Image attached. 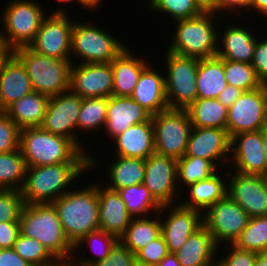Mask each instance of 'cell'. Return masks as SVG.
Returning a JSON list of instances; mask_svg holds the SVG:
<instances>
[{
	"label": "cell",
	"instance_id": "cell-1",
	"mask_svg": "<svg viewBox=\"0 0 267 266\" xmlns=\"http://www.w3.org/2000/svg\"><path fill=\"white\" fill-rule=\"evenodd\" d=\"M87 171L89 162L26 167L24 184L20 190L24 204H52Z\"/></svg>",
	"mask_w": 267,
	"mask_h": 266
},
{
	"label": "cell",
	"instance_id": "cell-2",
	"mask_svg": "<svg viewBox=\"0 0 267 266\" xmlns=\"http://www.w3.org/2000/svg\"><path fill=\"white\" fill-rule=\"evenodd\" d=\"M19 224L22 235L38 240L63 266L70 263L74 245L66 237L53 204H24Z\"/></svg>",
	"mask_w": 267,
	"mask_h": 266
},
{
	"label": "cell",
	"instance_id": "cell-3",
	"mask_svg": "<svg viewBox=\"0 0 267 266\" xmlns=\"http://www.w3.org/2000/svg\"><path fill=\"white\" fill-rule=\"evenodd\" d=\"M84 187L77 190L73 187L52 203L64 233L73 245L88 233L99 230L97 183Z\"/></svg>",
	"mask_w": 267,
	"mask_h": 266
},
{
	"label": "cell",
	"instance_id": "cell-4",
	"mask_svg": "<svg viewBox=\"0 0 267 266\" xmlns=\"http://www.w3.org/2000/svg\"><path fill=\"white\" fill-rule=\"evenodd\" d=\"M19 148L26 167L89 162L88 153L72 140L46 132L40 127L21 129Z\"/></svg>",
	"mask_w": 267,
	"mask_h": 266
},
{
	"label": "cell",
	"instance_id": "cell-5",
	"mask_svg": "<svg viewBox=\"0 0 267 266\" xmlns=\"http://www.w3.org/2000/svg\"><path fill=\"white\" fill-rule=\"evenodd\" d=\"M216 16L212 12H203L193 18L175 21V31L166 50L199 60L217 56L219 28L216 22L219 21Z\"/></svg>",
	"mask_w": 267,
	"mask_h": 266
},
{
	"label": "cell",
	"instance_id": "cell-6",
	"mask_svg": "<svg viewBox=\"0 0 267 266\" xmlns=\"http://www.w3.org/2000/svg\"><path fill=\"white\" fill-rule=\"evenodd\" d=\"M13 53L24 64L33 91L52 97L70 90L71 60L44 56L28 46L16 48Z\"/></svg>",
	"mask_w": 267,
	"mask_h": 266
},
{
	"label": "cell",
	"instance_id": "cell-7",
	"mask_svg": "<svg viewBox=\"0 0 267 266\" xmlns=\"http://www.w3.org/2000/svg\"><path fill=\"white\" fill-rule=\"evenodd\" d=\"M88 23L76 19L73 23L71 62L79 59L80 63H111L128 45L97 24Z\"/></svg>",
	"mask_w": 267,
	"mask_h": 266
},
{
	"label": "cell",
	"instance_id": "cell-8",
	"mask_svg": "<svg viewBox=\"0 0 267 266\" xmlns=\"http://www.w3.org/2000/svg\"><path fill=\"white\" fill-rule=\"evenodd\" d=\"M37 0H11L1 13L0 36L12 49L29 46L48 15Z\"/></svg>",
	"mask_w": 267,
	"mask_h": 266
},
{
	"label": "cell",
	"instance_id": "cell-9",
	"mask_svg": "<svg viewBox=\"0 0 267 266\" xmlns=\"http://www.w3.org/2000/svg\"><path fill=\"white\" fill-rule=\"evenodd\" d=\"M82 104V98L71 90L62 92L49 98L46 113L40 126L46 132L66 137L72 140L82 151L88 153L89 171L97 168L99 160L94 155H89L88 149L77 132V119ZM77 134V135H76ZM82 141V142H81ZM84 146V147H83Z\"/></svg>",
	"mask_w": 267,
	"mask_h": 266
},
{
	"label": "cell",
	"instance_id": "cell-10",
	"mask_svg": "<svg viewBox=\"0 0 267 266\" xmlns=\"http://www.w3.org/2000/svg\"><path fill=\"white\" fill-rule=\"evenodd\" d=\"M165 90L170 109H187L197 99L199 59L166 51Z\"/></svg>",
	"mask_w": 267,
	"mask_h": 266
},
{
	"label": "cell",
	"instance_id": "cell-11",
	"mask_svg": "<svg viewBox=\"0 0 267 266\" xmlns=\"http://www.w3.org/2000/svg\"><path fill=\"white\" fill-rule=\"evenodd\" d=\"M155 153L175 159L185 155L192 124L186 109H166L151 115Z\"/></svg>",
	"mask_w": 267,
	"mask_h": 266
},
{
	"label": "cell",
	"instance_id": "cell-12",
	"mask_svg": "<svg viewBox=\"0 0 267 266\" xmlns=\"http://www.w3.org/2000/svg\"><path fill=\"white\" fill-rule=\"evenodd\" d=\"M64 7H58L42 21L29 48L52 58L71 60V34L74 20Z\"/></svg>",
	"mask_w": 267,
	"mask_h": 266
},
{
	"label": "cell",
	"instance_id": "cell-13",
	"mask_svg": "<svg viewBox=\"0 0 267 266\" xmlns=\"http://www.w3.org/2000/svg\"><path fill=\"white\" fill-rule=\"evenodd\" d=\"M249 220V215L228 195L202 213L203 225L212 235L215 244L221 248L226 243L234 244Z\"/></svg>",
	"mask_w": 267,
	"mask_h": 266
},
{
	"label": "cell",
	"instance_id": "cell-14",
	"mask_svg": "<svg viewBox=\"0 0 267 266\" xmlns=\"http://www.w3.org/2000/svg\"><path fill=\"white\" fill-rule=\"evenodd\" d=\"M267 126V85L244 91L228 109L227 133L230 139L239 133L262 130Z\"/></svg>",
	"mask_w": 267,
	"mask_h": 266
},
{
	"label": "cell",
	"instance_id": "cell-15",
	"mask_svg": "<svg viewBox=\"0 0 267 266\" xmlns=\"http://www.w3.org/2000/svg\"><path fill=\"white\" fill-rule=\"evenodd\" d=\"M176 171L175 158L154 153L145 160L143 185L161 205L179 203Z\"/></svg>",
	"mask_w": 267,
	"mask_h": 266
},
{
	"label": "cell",
	"instance_id": "cell-16",
	"mask_svg": "<svg viewBox=\"0 0 267 266\" xmlns=\"http://www.w3.org/2000/svg\"><path fill=\"white\" fill-rule=\"evenodd\" d=\"M240 174L267 177V158L263 149V129L234 135L230 143V161Z\"/></svg>",
	"mask_w": 267,
	"mask_h": 266
},
{
	"label": "cell",
	"instance_id": "cell-17",
	"mask_svg": "<svg viewBox=\"0 0 267 266\" xmlns=\"http://www.w3.org/2000/svg\"><path fill=\"white\" fill-rule=\"evenodd\" d=\"M227 178V195L238 203L250 218L267 216L266 176L240 174L229 169Z\"/></svg>",
	"mask_w": 267,
	"mask_h": 266
},
{
	"label": "cell",
	"instance_id": "cell-18",
	"mask_svg": "<svg viewBox=\"0 0 267 266\" xmlns=\"http://www.w3.org/2000/svg\"><path fill=\"white\" fill-rule=\"evenodd\" d=\"M159 213L166 215L165 219L163 218L165 215L160 217L161 233L169 253L178 251L187 241V238L203 225L200 211L186 208L180 203L162 205Z\"/></svg>",
	"mask_w": 267,
	"mask_h": 266
},
{
	"label": "cell",
	"instance_id": "cell-19",
	"mask_svg": "<svg viewBox=\"0 0 267 266\" xmlns=\"http://www.w3.org/2000/svg\"><path fill=\"white\" fill-rule=\"evenodd\" d=\"M113 88L111 63L72 64L70 90L81 98L110 97Z\"/></svg>",
	"mask_w": 267,
	"mask_h": 266
},
{
	"label": "cell",
	"instance_id": "cell-20",
	"mask_svg": "<svg viewBox=\"0 0 267 266\" xmlns=\"http://www.w3.org/2000/svg\"><path fill=\"white\" fill-rule=\"evenodd\" d=\"M230 143L231 139L226 129L192 127L185 156L209 160L222 171L230 161ZM223 166L225 167L221 169Z\"/></svg>",
	"mask_w": 267,
	"mask_h": 266
},
{
	"label": "cell",
	"instance_id": "cell-21",
	"mask_svg": "<svg viewBox=\"0 0 267 266\" xmlns=\"http://www.w3.org/2000/svg\"><path fill=\"white\" fill-rule=\"evenodd\" d=\"M151 114L140 106L130 96H115L107 98L106 132L111 141L129 127L147 122Z\"/></svg>",
	"mask_w": 267,
	"mask_h": 266
},
{
	"label": "cell",
	"instance_id": "cell-22",
	"mask_svg": "<svg viewBox=\"0 0 267 266\" xmlns=\"http://www.w3.org/2000/svg\"><path fill=\"white\" fill-rule=\"evenodd\" d=\"M218 30L217 56L223 60L251 64L256 47L257 35L249 29L250 26L230 24ZM222 35V36H221ZM256 36V37H255Z\"/></svg>",
	"mask_w": 267,
	"mask_h": 266
},
{
	"label": "cell",
	"instance_id": "cell-23",
	"mask_svg": "<svg viewBox=\"0 0 267 266\" xmlns=\"http://www.w3.org/2000/svg\"><path fill=\"white\" fill-rule=\"evenodd\" d=\"M99 197V230L115 235L118 239L125 233L133 219L127 211L119 192L97 183Z\"/></svg>",
	"mask_w": 267,
	"mask_h": 266
},
{
	"label": "cell",
	"instance_id": "cell-24",
	"mask_svg": "<svg viewBox=\"0 0 267 266\" xmlns=\"http://www.w3.org/2000/svg\"><path fill=\"white\" fill-rule=\"evenodd\" d=\"M33 92L30 77L22 61L12 53L0 69V110Z\"/></svg>",
	"mask_w": 267,
	"mask_h": 266
},
{
	"label": "cell",
	"instance_id": "cell-25",
	"mask_svg": "<svg viewBox=\"0 0 267 266\" xmlns=\"http://www.w3.org/2000/svg\"><path fill=\"white\" fill-rule=\"evenodd\" d=\"M151 115L168 109L165 90V74L150 63L141 73L130 96Z\"/></svg>",
	"mask_w": 267,
	"mask_h": 266
},
{
	"label": "cell",
	"instance_id": "cell-26",
	"mask_svg": "<svg viewBox=\"0 0 267 266\" xmlns=\"http://www.w3.org/2000/svg\"><path fill=\"white\" fill-rule=\"evenodd\" d=\"M114 155L147 159L155 153L154 127L151 118L147 122L132 125L113 139Z\"/></svg>",
	"mask_w": 267,
	"mask_h": 266
},
{
	"label": "cell",
	"instance_id": "cell-27",
	"mask_svg": "<svg viewBox=\"0 0 267 266\" xmlns=\"http://www.w3.org/2000/svg\"><path fill=\"white\" fill-rule=\"evenodd\" d=\"M128 46L111 62L113 71L112 95L131 96L142 71L150 64L137 57Z\"/></svg>",
	"mask_w": 267,
	"mask_h": 266
},
{
	"label": "cell",
	"instance_id": "cell-28",
	"mask_svg": "<svg viewBox=\"0 0 267 266\" xmlns=\"http://www.w3.org/2000/svg\"><path fill=\"white\" fill-rule=\"evenodd\" d=\"M219 249L210 232L202 225L174 254L181 266H210L217 261Z\"/></svg>",
	"mask_w": 267,
	"mask_h": 266
},
{
	"label": "cell",
	"instance_id": "cell-29",
	"mask_svg": "<svg viewBox=\"0 0 267 266\" xmlns=\"http://www.w3.org/2000/svg\"><path fill=\"white\" fill-rule=\"evenodd\" d=\"M223 172L225 178L223 177L222 172L219 173L217 171L215 174L204 180L190 184L186 189L183 190L185 191L184 193L186 197L189 195L188 199H182L180 204L186 208H191L204 213L209 207L217 203L219 200H222L227 195L226 179H228L226 178L227 170Z\"/></svg>",
	"mask_w": 267,
	"mask_h": 266
},
{
	"label": "cell",
	"instance_id": "cell-30",
	"mask_svg": "<svg viewBox=\"0 0 267 266\" xmlns=\"http://www.w3.org/2000/svg\"><path fill=\"white\" fill-rule=\"evenodd\" d=\"M49 98L48 95L33 91L13 102L4 111L20 129L40 127Z\"/></svg>",
	"mask_w": 267,
	"mask_h": 266
},
{
	"label": "cell",
	"instance_id": "cell-31",
	"mask_svg": "<svg viewBox=\"0 0 267 266\" xmlns=\"http://www.w3.org/2000/svg\"><path fill=\"white\" fill-rule=\"evenodd\" d=\"M111 158V164L107 163L106 171L109 183L105 186L112 190L143 184L145 176V159L128 158L122 156Z\"/></svg>",
	"mask_w": 267,
	"mask_h": 266
},
{
	"label": "cell",
	"instance_id": "cell-32",
	"mask_svg": "<svg viewBox=\"0 0 267 266\" xmlns=\"http://www.w3.org/2000/svg\"><path fill=\"white\" fill-rule=\"evenodd\" d=\"M197 98H217L227 86L224 60L218 56L200 59L197 70Z\"/></svg>",
	"mask_w": 267,
	"mask_h": 266
},
{
	"label": "cell",
	"instance_id": "cell-33",
	"mask_svg": "<svg viewBox=\"0 0 267 266\" xmlns=\"http://www.w3.org/2000/svg\"><path fill=\"white\" fill-rule=\"evenodd\" d=\"M153 215L155 217H133L125 233L119 238L134 255L162 234L161 213Z\"/></svg>",
	"mask_w": 267,
	"mask_h": 266
},
{
	"label": "cell",
	"instance_id": "cell-34",
	"mask_svg": "<svg viewBox=\"0 0 267 266\" xmlns=\"http://www.w3.org/2000/svg\"><path fill=\"white\" fill-rule=\"evenodd\" d=\"M192 127L227 128L228 108L217 98H197L187 109Z\"/></svg>",
	"mask_w": 267,
	"mask_h": 266
},
{
	"label": "cell",
	"instance_id": "cell-35",
	"mask_svg": "<svg viewBox=\"0 0 267 266\" xmlns=\"http://www.w3.org/2000/svg\"><path fill=\"white\" fill-rule=\"evenodd\" d=\"M118 240L119 239L115 235L107 233L103 230H97L88 233L74 245L73 256L67 266H93L99 261L104 260L109 255L111 248ZM84 243H87L85 246L88 245L90 247L91 252H93L91 254L94 255L93 257L91 256L90 258V256H86V258L84 254L82 256L77 254V251L82 250L81 248Z\"/></svg>",
	"mask_w": 267,
	"mask_h": 266
},
{
	"label": "cell",
	"instance_id": "cell-36",
	"mask_svg": "<svg viewBox=\"0 0 267 266\" xmlns=\"http://www.w3.org/2000/svg\"><path fill=\"white\" fill-rule=\"evenodd\" d=\"M217 171H219V168L213 162L197 156L184 155L182 158L177 159L176 176L180 194L184 195L182 194L184 188L188 187L190 184L204 180Z\"/></svg>",
	"mask_w": 267,
	"mask_h": 266
},
{
	"label": "cell",
	"instance_id": "cell-37",
	"mask_svg": "<svg viewBox=\"0 0 267 266\" xmlns=\"http://www.w3.org/2000/svg\"><path fill=\"white\" fill-rule=\"evenodd\" d=\"M118 192L132 217L149 216L150 212L158 213L162 208V205L143 184L124 187Z\"/></svg>",
	"mask_w": 267,
	"mask_h": 266
},
{
	"label": "cell",
	"instance_id": "cell-38",
	"mask_svg": "<svg viewBox=\"0 0 267 266\" xmlns=\"http://www.w3.org/2000/svg\"><path fill=\"white\" fill-rule=\"evenodd\" d=\"M26 164L20 148L0 153V189L20 191L25 180Z\"/></svg>",
	"mask_w": 267,
	"mask_h": 266
},
{
	"label": "cell",
	"instance_id": "cell-39",
	"mask_svg": "<svg viewBox=\"0 0 267 266\" xmlns=\"http://www.w3.org/2000/svg\"><path fill=\"white\" fill-rule=\"evenodd\" d=\"M107 98H82L78 119L77 132L89 134L95 131H104L106 125ZM79 130V131H78ZM89 132V133H87Z\"/></svg>",
	"mask_w": 267,
	"mask_h": 266
},
{
	"label": "cell",
	"instance_id": "cell-40",
	"mask_svg": "<svg viewBox=\"0 0 267 266\" xmlns=\"http://www.w3.org/2000/svg\"><path fill=\"white\" fill-rule=\"evenodd\" d=\"M13 250L32 266H63L38 240L21 233L13 245Z\"/></svg>",
	"mask_w": 267,
	"mask_h": 266
},
{
	"label": "cell",
	"instance_id": "cell-41",
	"mask_svg": "<svg viewBox=\"0 0 267 266\" xmlns=\"http://www.w3.org/2000/svg\"><path fill=\"white\" fill-rule=\"evenodd\" d=\"M233 245L255 253L267 251V216L250 218L248 225Z\"/></svg>",
	"mask_w": 267,
	"mask_h": 266
},
{
	"label": "cell",
	"instance_id": "cell-42",
	"mask_svg": "<svg viewBox=\"0 0 267 266\" xmlns=\"http://www.w3.org/2000/svg\"><path fill=\"white\" fill-rule=\"evenodd\" d=\"M224 73L228 85L243 91H251L263 86L255 69L249 63L224 60Z\"/></svg>",
	"mask_w": 267,
	"mask_h": 266
},
{
	"label": "cell",
	"instance_id": "cell-43",
	"mask_svg": "<svg viewBox=\"0 0 267 266\" xmlns=\"http://www.w3.org/2000/svg\"><path fill=\"white\" fill-rule=\"evenodd\" d=\"M149 10L169 14L173 22L193 18L203 11L197 6L195 0H148Z\"/></svg>",
	"mask_w": 267,
	"mask_h": 266
},
{
	"label": "cell",
	"instance_id": "cell-44",
	"mask_svg": "<svg viewBox=\"0 0 267 266\" xmlns=\"http://www.w3.org/2000/svg\"><path fill=\"white\" fill-rule=\"evenodd\" d=\"M21 129L4 111L0 110V153L17 151L20 147Z\"/></svg>",
	"mask_w": 267,
	"mask_h": 266
},
{
	"label": "cell",
	"instance_id": "cell-45",
	"mask_svg": "<svg viewBox=\"0 0 267 266\" xmlns=\"http://www.w3.org/2000/svg\"><path fill=\"white\" fill-rule=\"evenodd\" d=\"M23 205L20 191L0 189V223L19 222Z\"/></svg>",
	"mask_w": 267,
	"mask_h": 266
},
{
	"label": "cell",
	"instance_id": "cell-46",
	"mask_svg": "<svg viewBox=\"0 0 267 266\" xmlns=\"http://www.w3.org/2000/svg\"><path fill=\"white\" fill-rule=\"evenodd\" d=\"M169 254L164 236L151 241L143 249L135 254L136 261L141 264L155 266L159 264Z\"/></svg>",
	"mask_w": 267,
	"mask_h": 266
},
{
	"label": "cell",
	"instance_id": "cell-47",
	"mask_svg": "<svg viewBox=\"0 0 267 266\" xmlns=\"http://www.w3.org/2000/svg\"><path fill=\"white\" fill-rule=\"evenodd\" d=\"M135 255L120 240L111 248L109 255L93 266H134Z\"/></svg>",
	"mask_w": 267,
	"mask_h": 266
},
{
	"label": "cell",
	"instance_id": "cell-48",
	"mask_svg": "<svg viewBox=\"0 0 267 266\" xmlns=\"http://www.w3.org/2000/svg\"><path fill=\"white\" fill-rule=\"evenodd\" d=\"M226 247H230L228 248L227 255L222 253L224 257L222 256V258L219 257L218 259L221 266H255L257 253L241 250L233 244H226Z\"/></svg>",
	"mask_w": 267,
	"mask_h": 266
},
{
	"label": "cell",
	"instance_id": "cell-49",
	"mask_svg": "<svg viewBox=\"0 0 267 266\" xmlns=\"http://www.w3.org/2000/svg\"><path fill=\"white\" fill-rule=\"evenodd\" d=\"M257 37L254 50L252 67L255 69L258 79L263 85H267V37L263 39Z\"/></svg>",
	"mask_w": 267,
	"mask_h": 266
},
{
	"label": "cell",
	"instance_id": "cell-50",
	"mask_svg": "<svg viewBox=\"0 0 267 266\" xmlns=\"http://www.w3.org/2000/svg\"><path fill=\"white\" fill-rule=\"evenodd\" d=\"M20 234L19 222L0 223V249L13 248L18 235Z\"/></svg>",
	"mask_w": 267,
	"mask_h": 266
},
{
	"label": "cell",
	"instance_id": "cell-51",
	"mask_svg": "<svg viewBox=\"0 0 267 266\" xmlns=\"http://www.w3.org/2000/svg\"><path fill=\"white\" fill-rule=\"evenodd\" d=\"M251 7V0H219L218 2V18L223 17V12L226 11L225 13L228 12H233L238 14V15H243L244 9L249 12ZM243 10V11H241ZM222 12V14H221ZM242 12V13H241ZM221 14V15H220Z\"/></svg>",
	"mask_w": 267,
	"mask_h": 266
},
{
	"label": "cell",
	"instance_id": "cell-52",
	"mask_svg": "<svg viewBox=\"0 0 267 266\" xmlns=\"http://www.w3.org/2000/svg\"><path fill=\"white\" fill-rule=\"evenodd\" d=\"M0 266H32L21 258L13 248L0 249Z\"/></svg>",
	"mask_w": 267,
	"mask_h": 266
},
{
	"label": "cell",
	"instance_id": "cell-53",
	"mask_svg": "<svg viewBox=\"0 0 267 266\" xmlns=\"http://www.w3.org/2000/svg\"><path fill=\"white\" fill-rule=\"evenodd\" d=\"M243 92L244 91L240 88L227 84V86L221 91L217 99L220 103H222L225 107L229 109Z\"/></svg>",
	"mask_w": 267,
	"mask_h": 266
},
{
	"label": "cell",
	"instance_id": "cell-54",
	"mask_svg": "<svg viewBox=\"0 0 267 266\" xmlns=\"http://www.w3.org/2000/svg\"><path fill=\"white\" fill-rule=\"evenodd\" d=\"M195 2L203 12H212L218 15L219 0H195Z\"/></svg>",
	"mask_w": 267,
	"mask_h": 266
},
{
	"label": "cell",
	"instance_id": "cell-55",
	"mask_svg": "<svg viewBox=\"0 0 267 266\" xmlns=\"http://www.w3.org/2000/svg\"><path fill=\"white\" fill-rule=\"evenodd\" d=\"M250 13L256 12L255 14L260 13L261 17L264 16V18H267V0H251V7H250ZM264 14V15H262Z\"/></svg>",
	"mask_w": 267,
	"mask_h": 266
},
{
	"label": "cell",
	"instance_id": "cell-56",
	"mask_svg": "<svg viewBox=\"0 0 267 266\" xmlns=\"http://www.w3.org/2000/svg\"><path fill=\"white\" fill-rule=\"evenodd\" d=\"M13 53V50L7 45L5 40L0 36V69L5 60Z\"/></svg>",
	"mask_w": 267,
	"mask_h": 266
},
{
	"label": "cell",
	"instance_id": "cell-57",
	"mask_svg": "<svg viewBox=\"0 0 267 266\" xmlns=\"http://www.w3.org/2000/svg\"><path fill=\"white\" fill-rule=\"evenodd\" d=\"M104 0H77V5H81L83 9L97 10Z\"/></svg>",
	"mask_w": 267,
	"mask_h": 266
},
{
	"label": "cell",
	"instance_id": "cell-58",
	"mask_svg": "<svg viewBox=\"0 0 267 266\" xmlns=\"http://www.w3.org/2000/svg\"><path fill=\"white\" fill-rule=\"evenodd\" d=\"M155 266H181L174 253H169L159 264Z\"/></svg>",
	"mask_w": 267,
	"mask_h": 266
},
{
	"label": "cell",
	"instance_id": "cell-59",
	"mask_svg": "<svg viewBox=\"0 0 267 266\" xmlns=\"http://www.w3.org/2000/svg\"><path fill=\"white\" fill-rule=\"evenodd\" d=\"M255 266H267V251L257 253Z\"/></svg>",
	"mask_w": 267,
	"mask_h": 266
},
{
	"label": "cell",
	"instance_id": "cell-60",
	"mask_svg": "<svg viewBox=\"0 0 267 266\" xmlns=\"http://www.w3.org/2000/svg\"><path fill=\"white\" fill-rule=\"evenodd\" d=\"M263 149L267 158V126L263 128Z\"/></svg>",
	"mask_w": 267,
	"mask_h": 266
},
{
	"label": "cell",
	"instance_id": "cell-61",
	"mask_svg": "<svg viewBox=\"0 0 267 266\" xmlns=\"http://www.w3.org/2000/svg\"><path fill=\"white\" fill-rule=\"evenodd\" d=\"M55 1L59 2V4L62 3L64 5L67 4V3L70 5V3L73 2V1H75L73 3L77 4V0H55Z\"/></svg>",
	"mask_w": 267,
	"mask_h": 266
},
{
	"label": "cell",
	"instance_id": "cell-62",
	"mask_svg": "<svg viewBox=\"0 0 267 266\" xmlns=\"http://www.w3.org/2000/svg\"><path fill=\"white\" fill-rule=\"evenodd\" d=\"M134 266H151V265H145V264H141V263H138L137 261H136V263H135V265Z\"/></svg>",
	"mask_w": 267,
	"mask_h": 266
},
{
	"label": "cell",
	"instance_id": "cell-63",
	"mask_svg": "<svg viewBox=\"0 0 267 266\" xmlns=\"http://www.w3.org/2000/svg\"><path fill=\"white\" fill-rule=\"evenodd\" d=\"M210 266H221V265L219 264L218 261H216L214 264H212V265H210Z\"/></svg>",
	"mask_w": 267,
	"mask_h": 266
}]
</instances>
